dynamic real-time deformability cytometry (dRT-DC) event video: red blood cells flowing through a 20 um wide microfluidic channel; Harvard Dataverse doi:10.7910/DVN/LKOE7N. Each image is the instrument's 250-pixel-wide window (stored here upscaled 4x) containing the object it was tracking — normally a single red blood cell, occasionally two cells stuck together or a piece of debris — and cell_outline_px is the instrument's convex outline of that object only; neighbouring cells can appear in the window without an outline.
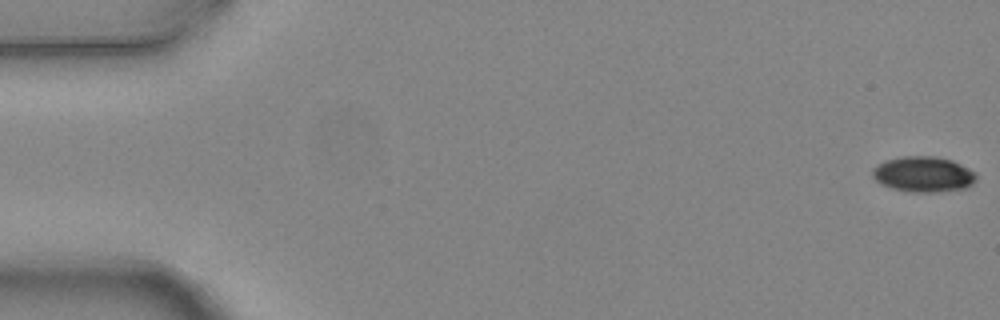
{"species": "common noctule bat (a hibernating species)", "species_latin": "Nyctalus noctula", "temperature_condition": "warm", "stored_images_in_passage": 5, "camera_frame_rate_fps": 3000, "um_per_image_px": 0.085, "animal": {"sex": "female", "body_mass_g": 24.6, "forearm_length_mm": 56.2}, "frame": {"image": 1, "passage_image": 1, "time_ms": 0.0, "image_size_px": [1000, 320], "cell_outline_px": [[976, 180], [972, 184], [964, 188], [932, 192], [912, 192], [892, 188], [880, 184], [872, 176], [872, 168], [876, 164], [884, 160], [904, 156], [936, 156], [952, 160], [976, 172]], "centroid_in_image_um": [78.45, 14.8], "position_along_channel_um": 6.5, "area_um2": 21.56}}
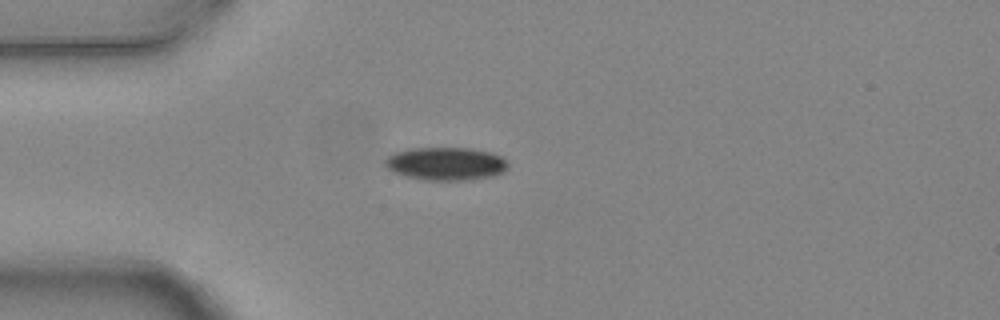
{"frame": {"image": 2, "passage_image": 5, "time_ms": 1.333, "image_size_px": [1000, 320], "cell_outline_px": [[508, 168], [504, 172], [492, 176], [464, 180], [428, 180], [408, 176], [392, 172], [384, 164], [384, 160], [388, 156], [396, 152], [408, 148], [472, 148], [492, 152], [508, 160]], "centroid_in_image_um": [37.93, 13.9], "position_along_channel_um": 47.1, "area_um2": 23.76}}